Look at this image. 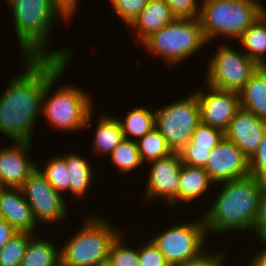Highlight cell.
Instances as JSON below:
<instances>
[{
    "label": "cell",
    "mask_w": 266,
    "mask_h": 266,
    "mask_svg": "<svg viewBox=\"0 0 266 266\" xmlns=\"http://www.w3.org/2000/svg\"><path fill=\"white\" fill-rule=\"evenodd\" d=\"M65 62L64 59L24 58L25 69L9 79L0 96V133L13 142H32V132L42 113L45 81Z\"/></svg>",
    "instance_id": "obj_1"
},
{
    "label": "cell",
    "mask_w": 266,
    "mask_h": 266,
    "mask_svg": "<svg viewBox=\"0 0 266 266\" xmlns=\"http://www.w3.org/2000/svg\"><path fill=\"white\" fill-rule=\"evenodd\" d=\"M7 3L14 17L16 39L23 57L72 59L69 49L51 51L46 48L56 18L68 21L72 17L57 0H8Z\"/></svg>",
    "instance_id": "obj_2"
},
{
    "label": "cell",
    "mask_w": 266,
    "mask_h": 266,
    "mask_svg": "<svg viewBox=\"0 0 266 266\" xmlns=\"http://www.w3.org/2000/svg\"><path fill=\"white\" fill-rule=\"evenodd\" d=\"M221 190L215 201L204 212L202 220L208 233L252 230L258 200L266 182L251 175L221 182Z\"/></svg>",
    "instance_id": "obj_3"
},
{
    "label": "cell",
    "mask_w": 266,
    "mask_h": 266,
    "mask_svg": "<svg viewBox=\"0 0 266 266\" xmlns=\"http://www.w3.org/2000/svg\"><path fill=\"white\" fill-rule=\"evenodd\" d=\"M70 61H65L46 81L42 97V113L49 124L62 131L81 130L83 127H92L93 119L92 99L89 93L78 86L64 85L54 90L52 86L65 73ZM50 95V96H49ZM49 97V98H48Z\"/></svg>",
    "instance_id": "obj_4"
},
{
    "label": "cell",
    "mask_w": 266,
    "mask_h": 266,
    "mask_svg": "<svg viewBox=\"0 0 266 266\" xmlns=\"http://www.w3.org/2000/svg\"><path fill=\"white\" fill-rule=\"evenodd\" d=\"M199 20L207 42L218 36L236 40L266 10L257 0H202Z\"/></svg>",
    "instance_id": "obj_5"
},
{
    "label": "cell",
    "mask_w": 266,
    "mask_h": 266,
    "mask_svg": "<svg viewBox=\"0 0 266 266\" xmlns=\"http://www.w3.org/2000/svg\"><path fill=\"white\" fill-rule=\"evenodd\" d=\"M103 217L89 216L79 232L61 248V262L66 266H106L109 250L120 234Z\"/></svg>",
    "instance_id": "obj_6"
},
{
    "label": "cell",
    "mask_w": 266,
    "mask_h": 266,
    "mask_svg": "<svg viewBox=\"0 0 266 266\" xmlns=\"http://www.w3.org/2000/svg\"><path fill=\"white\" fill-rule=\"evenodd\" d=\"M208 42L199 18H176L149 36L142 44L146 51L173 65L191 57Z\"/></svg>",
    "instance_id": "obj_7"
},
{
    "label": "cell",
    "mask_w": 266,
    "mask_h": 266,
    "mask_svg": "<svg viewBox=\"0 0 266 266\" xmlns=\"http://www.w3.org/2000/svg\"><path fill=\"white\" fill-rule=\"evenodd\" d=\"M198 219L173 225L151 239L170 266L186 265L205 253L208 234L202 216Z\"/></svg>",
    "instance_id": "obj_8"
},
{
    "label": "cell",
    "mask_w": 266,
    "mask_h": 266,
    "mask_svg": "<svg viewBox=\"0 0 266 266\" xmlns=\"http://www.w3.org/2000/svg\"><path fill=\"white\" fill-rule=\"evenodd\" d=\"M200 124L198 98L194 91L184 100L155 110V128L163 135L173 152L186 145Z\"/></svg>",
    "instance_id": "obj_9"
},
{
    "label": "cell",
    "mask_w": 266,
    "mask_h": 266,
    "mask_svg": "<svg viewBox=\"0 0 266 266\" xmlns=\"http://www.w3.org/2000/svg\"><path fill=\"white\" fill-rule=\"evenodd\" d=\"M228 43L221 44L208 62L206 82L214 88L239 93L258 65L244 52L235 51Z\"/></svg>",
    "instance_id": "obj_10"
},
{
    "label": "cell",
    "mask_w": 266,
    "mask_h": 266,
    "mask_svg": "<svg viewBox=\"0 0 266 266\" xmlns=\"http://www.w3.org/2000/svg\"><path fill=\"white\" fill-rule=\"evenodd\" d=\"M37 223H60L67 217L63 194L57 192L37 168L20 187Z\"/></svg>",
    "instance_id": "obj_11"
},
{
    "label": "cell",
    "mask_w": 266,
    "mask_h": 266,
    "mask_svg": "<svg viewBox=\"0 0 266 266\" xmlns=\"http://www.w3.org/2000/svg\"><path fill=\"white\" fill-rule=\"evenodd\" d=\"M205 85V92L204 89L194 92L198 98L200 123L224 132L241 108L239 93Z\"/></svg>",
    "instance_id": "obj_12"
},
{
    "label": "cell",
    "mask_w": 266,
    "mask_h": 266,
    "mask_svg": "<svg viewBox=\"0 0 266 266\" xmlns=\"http://www.w3.org/2000/svg\"><path fill=\"white\" fill-rule=\"evenodd\" d=\"M149 176L145 196L142 198L152 202L155 198L166 199L169 205L179 203V173L182 169L178 152H173L165 158L150 162Z\"/></svg>",
    "instance_id": "obj_13"
},
{
    "label": "cell",
    "mask_w": 266,
    "mask_h": 266,
    "mask_svg": "<svg viewBox=\"0 0 266 266\" xmlns=\"http://www.w3.org/2000/svg\"><path fill=\"white\" fill-rule=\"evenodd\" d=\"M204 169L217 185L221 182L233 181L250 175L249 158L234 142L226 137L211 150Z\"/></svg>",
    "instance_id": "obj_14"
},
{
    "label": "cell",
    "mask_w": 266,
    "mask_h": 266,
    "mask_svg": "<svg viewBox=\"0 0 266 266\" xmlns=\"http://www.w3.org/2000/svg\"><path fill=\"white\" fill-rule=\"evenodd\" d=\"M13 143L0 149V180L5 187L20 188L38 165L28 156L32 142Z\"/></svg>",
    "instance_id": "obj_15"
},
{
    "label": "cell",
    "mask_w": 266,
    "mask_h": 266,
    "mask_svg": "<svg viewBox=\"0 0 266 266\" xmlns=\"http://www.w3.org/2000/svg\"><path fill=\"white\" fill-rule=\"evenodd\" d=\"M265 131L266 121L240 108L224 131V137L234 142L250 158L258 150Z\"/></svg>",
    "instance_id": "obj_16"
},
{
    "label": "cell",
    "mask_w": 266,
    "mask_h": 266,
    "mask_svg": "<svg viewBox=\"0 0 266 266\" xmlns=\"http://www.w3.org/2000/svg\"><path fill=\"white\" fill-rule=\"evenodd\" d=\"M0 217L18 233H36L38 223L20 188L6 187L0 194Z\"/></svg>",
    "instance_id": "obj_17"
},
{
    "label": "cell",
    "mask_w": 266,
    "mask_h": 266,
    "mask_svg": "<svg viewBox=\"0 0 266 266\" xmlns=\"http://www.w3.org/2000/svg\"><path fill=\"white\" fill-rule=\"evenodd\" d=\"M176 19L165 0H149L146 7L129 26L143 43L149 36Z\"/></svg>",
    "instance_id": "obj_18"
},
{
    "label": "cell",
    "mask_w": 266,
    "mask_h": 266,
    "mask_svg": "<svg viewBox=\"0 0 266 266\" xmlns=\"http://www.w3.org/2000/svg\"><path fill=\"white\" fill-rule=\"evenodd\" d=\"M240 107L266 121V66L258 67L239 92Z\"/></svg>",
    "instance_id": "obj_19"
},
{
    "label": "cell",
    "mask_w": 266,
    "mask_h": 266,
    "mask_svg": "<svg viewBox=\"0 0 266 266\" xmlns=\"http://www.w3.org/2000/svg\"><path fill=\"white\" fill-rule=\"evenodd\" d=\"M179 202L191 203L204 195L214 182L202 167L182 165L179 173Z\"/></svg>",
    "instance_id": "obj_20"
},
{
    "label": "cell",
    "mask_w": 266,
    "mask_h": 266,
    "mask_svg": "<svg viewBox=\"0 0 266 266\" xmlns=\"http://www.w3.org/2000/svg\"><path fill=\"white\" fill-rule=\"evenodd\" d=\"M61 157L65 160L69 173V192L76 198L85 197L84 195L88 192L94 180L93 175H95L91 164L88 163V159L83 158L77 152L65 154Z\"/></svg>",
    "instance_id": "obj_21"
},
{
    "label": "cell",
    "mask_w": 266,
    "mask_h": 266,
    "mask_svg": "<svg viewBox=\"0 0 266 266\" xmlns=\"http://www.w3.org/2000/svg\"><path fill=\"white\" fill-rule=\"evenodd\" d=\"M243 52L259 67L266 66V10L238 39ZM265 55V56H264Z\"/></svg>",
    "instance_id": "obj_22"
},
{
    "label": "cell",
    "mask_w": 266,
    "mask_h": 266,
    "mask_svg": "<svg viewBox=\"0 0 266 266\" xmlns=\"http://www.w3.org/2000/svg\"><path fill=\"white\" fill-rule=\"evenodd\" d=\"M94 132L93 151L98 156L110 155L124 139L119 119L104 115L99 117Z\"/></svg>",
    "instance_id": "obj_23"
},
{
    "label": "cell",
    "mask_w": 266,
    "mask_h": 266,
    "mask_svg": "<svg viewBox=\"0 0 266 266\" xmlns=\"http://www.w3.org/2000/svg\"><path fill=\"white\" fill-rule=\"evenodd\" d=\"M61 262L60 250L49 240L37 238L35 234L28 240L21 266H57Z\"/></svg>",
    "instance_id": "obj_24"
},
{
    "label": "cell",
    "mask_w": 266,
    "mask_h": 266,
    "mask_svg": "<svg viewBox=\"0 0 266 266\" xmlns=\"http://www.w3.org/2000/svg\"><path fill=\"white\" fill-rule=\"evenodd\" d=\"M128 110L124 120L119 119L124 138L137 141L155 128V111L151 108L140 106Z\"/></svg>",
    "instance_id": "obj_25"
},
{
    "label": "cell",
    "mask_w": 266,
    "mask_h": 266,
    "mask_svg": "<svg viewBox=\"0 0 266 266\" xmlns=\"http://www.w3.org/2000/svg\"><path fill=\"white\" fill-rule=\"evenodd\" d=\"M136 142L140 159L144 164L145 161L151 162L162 159L173 153L163 135L156 128H153Z\"/></svg>",
    "instance_id": "obj_26"
},
{
    "label": "cell",
    "mask_w": 266,
    "mask_h": 266,
    "mask_svg": "<svg viewBox=\"0 0 266 266\" xmlns=\"http://www.w3.org/2000/svg\"><path fill=\"white\" fill-rule=\"evenodd\" d=\"M110 158L112 165H115L119 169L118 171L123 174H127L143 165L137 142L132 139L124 138L112 151Z\"/></svg>",
    "instance_id": "obj_27"
},
{
    "label": "cell",
    "mask_w": 266,
    "mask_h": 266,
    "mask_svg": "<svg viewBox=\"0 0 266 266\" xmlns=\"http://www.w3.org/2000/svg\"><path fill=\"white\" fill-rule=\"evenodd\" d=\"M46 165V166H45ZM44 165V169L38 168L48 183L59 193L69 191V173L65 160L56 155Z\"/></svg>",
    "instance_id": "obj_28"
},
{
    "label": "cell",
    "mask_w": 266,
    "mask_h": 266,
    "mask_svg": "<svg viewBox=\"0 0 266 266\" xmlns=\"http://www.w3.org/2000/svg\"><path fill=\"white\" fill-rule=\"evenodd\" d=\"M34 234L17 233L0 249V266H21L28 240Z\"/></svg>",
    "instance_id": "obj_29"
},
{
    "label": "cell",
    "mask_w": 266,
    "mask_h": 266,
    "mask_svg": "<svg viewBox=\"0 0 266 266\" xmlns=\"http://www.w3.org/2000/svg\"><path fill=\"white\" fill-rule=\"evenodd\" d=\"M122 238L120 233L113 241L106 266H140L138 247L133 249L125 246Z\"/></svg>",
    "instance_id": "obj_30"
},
{
    "label": "cell",
    "mask_w": 266,
    "mask_h": 266,
    "mask_svg": "<svg viewBox=\"0 0 266 266\" xmlns=\"http://www.w3.org/2000/svg\"><path fill=\"white\" fill-rule=\"evenodd\" d=\"M223 138L224 132L222 130L200 123L194 130L190 141L183 147L213 149Z\"/></svg>",
    "instance_id": "obj_31"
},
{
    "label": "cell",
    "mask_w": 266,
    "mask_h": 266,
    "mask_svg": "<svg viewBox=\"0 0 266 266\" xmlns=\"http://www.w3.org/2000/svg\"><path fill=\"white\" fill-rule=\"evenodd\" d=\"M111 8L129 27L146 7L149 0H109Z\"/></svg>",
    "instance_id": "obj_32"
},
{
    "label": "cell",
    "mask_w": 266,
    "mask_h": 266,
    "mask_svg": "<svg viewBox=\"0 0 266 266\" xmlns=\"http://www.w3.org/2000/svg\"><path fill=\"white\" fill-rule=\"evenodd\" d=\"M144 243L138 247L140 266H170L151 239Z\"/></svg>",
    "instance_id": "obj_33"
},
{
    "label": "cell",
    "mask_w": 266,
    "mask_h": 266,
    "mask_svg": "<svg viewBox=\"0 0 266 266\" xmlns=\"http://www.w3.org/2000/svg\"><path fill=\"white\" fill-rule=\"evenodd\" d=\"M249 172L251 176L266 182V131L258 150L249 158Z\"/></svg>",
    "instance_id": "obj_34"
},
{
    "label": "cell",
    "mask_w": 266,
    "mask_h": 266,
    "mask_svg": "<svg viewBox=\"0 0 266 266\" xmlns=\"http://www.w3.org/2000/svg\"><path fill=\"white\" fill-rule=\"evenodd\" d=\"M211 150L202 147H182L178 154L184 165L205 168Z\"/></svg>",
    "instance_id": "obj_35"
},
{
    "label": "cell",
    "mask_w": 266,
    "mask_h": 266,
    "mask_svg": "<svg viewBox=\"0 0 266 266\" xmlns=\"http://www.w3.org/2000/svg\"><path fill=\"white\" fill-rule=\"evenodd\" d=\"M176 18H199L201 6L197 0H165Z\"/></svg>",
    "instance_id": "obj_36"
},
{
    "label": "cell",
    "mask_w": 266,
    "mask_h": 266,
    "mask_svg": "<svg viewBox=\"0 0 266 266\" xmlns=\"http://www.w3.org/2000/svg\"><path fill=\"white\" fill-rule=\"evenodd\" d=\"M252 230L260 241H266V187L263 189L258 200L257 213Z\"/></svg>",
    "instance_id": "obj_37"
},
{
    "label": "cell",
    "mask_w": 266,
    "mask_h": 266,
    "mask_svg": "<svg viewBox=\"0 0 266 266\" xmlns=\"http://www.w3.org/2000/svg\"><path fill=\"white\" fill-rule=\"evenodd\" d=\"M225 251L223 253H209L206 251L201 257L183 266H225Z\"/></svg>",
    "instance_id": "obj_38"
},
{
    "label": "cell",
    "mask_w": 266,
    "mask_h": 266,
    "mask_svg": "<svg viewBox=\"0 0 266 266\" xmlns=\"http://www.w3.org/2000/svg\"><path fill=\"white\" fill-rule=\"evenodd\" d=\"M18 232L0 217V249Z\"/></svg>",
    "instance_id": "obj_39"
},
{
    "label": "cell",
    "mask_w": 266,
    "mask_h": 266,
    "mask_svg": "<svg viewBox=\"0 0 266 266\" xmlns=\"http://www.w3.org/2000/svg\"><path fill=\"white\" fill-rule=\"evenodd\" d=\"M265 244L264 249L259 251L255 256L251 257L249 261V266H266V241H260Z\"/></svg>",
    "instance_id": "obj_40"
},
{
    "label": "cell",
    "mask_w": 266,
    "mask_h": 266,
    "mask_svg": "<svg viewBox=\"0 0 266 266\" xmlns=\"http://www.w3.org/2000/svg\"><path fill=\"white\" fill-rule=\"evenodd\" d=\"M65 10H67L73 17L77 10L78 0H57Z\"/></svg>",
    "instance_id": "obj_41"
},
{
    "label": "cell",
    "mask_w": 266,
    "mask_h": 266,
    "mask_svg": "<svg viewBox=\"0 0 266 266\" xmlns=\"http://www.w3.org/2000/svg\"><path fill=\"white\" fill-rule=\"evenodd\" d=\"M6 187L3 185L2 181L0 180V194L3 192V190L5 189Z\"/></svg>",
    "instance_id": "obj_42"
},
{
    "label": "cell",
    "mask_w": 266,
    "mask_h": 266,
    "mask_svg": "<svg viewBox=\"0 0 266 266\" xmlns=\"http://www.w3.org/2000/svg\"><path fill=\"white\" fill-rule=\"evenodd\" d=\"M57 266H66L62 262H60Z\"/></svg>",
    "instance_id": "obj_43"
}]
</instances>
